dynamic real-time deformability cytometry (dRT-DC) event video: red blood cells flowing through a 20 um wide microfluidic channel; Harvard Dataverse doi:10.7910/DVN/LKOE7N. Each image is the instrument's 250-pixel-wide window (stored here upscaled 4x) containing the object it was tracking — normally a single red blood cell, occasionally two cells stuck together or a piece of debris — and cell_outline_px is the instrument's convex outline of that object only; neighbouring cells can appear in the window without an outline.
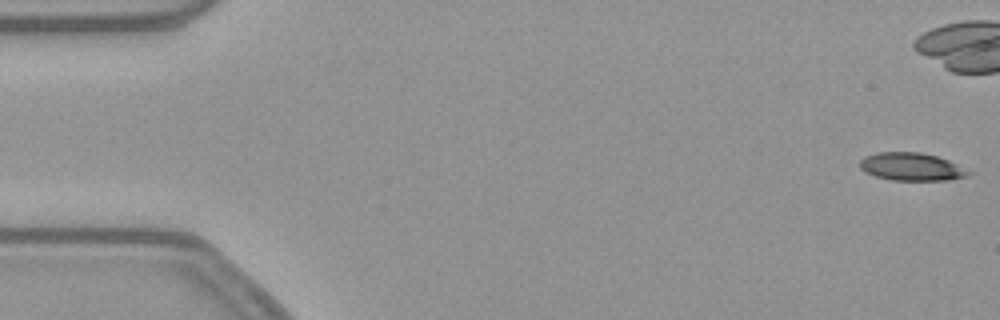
{"species": "common noctule bat (a hibernating species)", "species_latin": "Nyctalus noctula", "temperature_condition": "warm", "stored_images_in_passage": 42, "camera_frame_rate_fps": 3000, "um_per_image_px": 0.085, "animal": {"sex": "female", "body_mass_g": 21.9}, "frame": {"image": 1, "passage_image": 1, "time_ms": 0.0, "image_size_px": [1000, 320], "cell_outline_px": [[972, 172], [968, 176], [948, 180], [892, 180], [876, 176], [864, 172], [860, 168], [860, 160], [864, 156], [880, 152], [920, 152], [936, 156], [948, 160]], "centroid_in_image_um": [77.46, 14.17], "position_along_channel_um": 7.5, "area_um2": 17.57}}
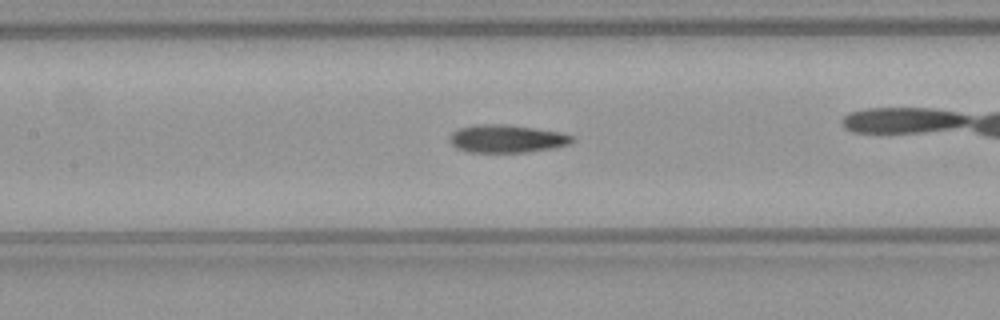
{"frame": {"image": 2, "passage_image": 24, "time_ms": 7.667, "image_size_px": [1000, 320], "cell_outline_px": [[576, 140], [572, 144], [552, 148], [528, 152], [468, 152], [456, 148], [452, 144], [452, 132], [460, 128], [484, 124], [500, 124], [532, 128], [560, 132], [576, 136]], "centroid_in_image_um": [43.17, 11.8], "position_along_channel_um": 164.2, "area_um2": 19.71}}
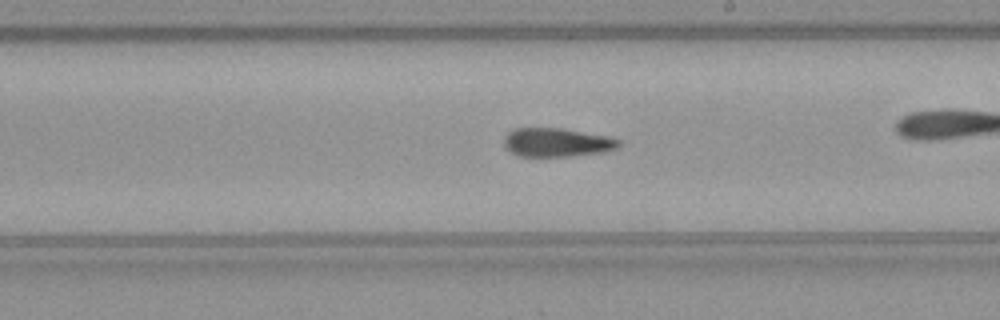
{"frame": {"image": 3, "passage_image": 30, "time_ms": 9.667, "image_size_px": [1000, 320], "cell_outline_px": [[620, 144], [616, 148], [604, 152], [572, 156], [520, 156], [508, 152], [504, 144], [504, 136], [512, 128], [564, 128], [608, 136], [620, 140]], "centroid_in_image_um": [47.3, 12.1], "position_along_channel_um": 241.7, "area_um2": 19.42}}